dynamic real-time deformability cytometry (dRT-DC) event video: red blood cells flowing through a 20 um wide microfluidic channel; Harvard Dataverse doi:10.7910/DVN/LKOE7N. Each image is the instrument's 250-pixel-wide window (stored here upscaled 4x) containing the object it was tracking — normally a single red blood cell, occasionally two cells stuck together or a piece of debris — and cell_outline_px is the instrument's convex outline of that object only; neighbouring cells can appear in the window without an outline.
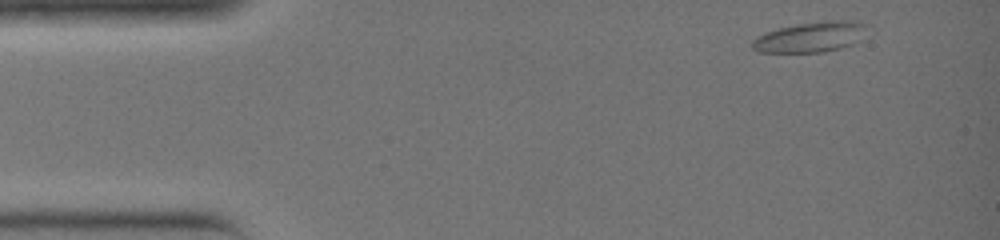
{"species": "common noctule bat (a hibernating species)", "species_latin": "Nyctalus noctula", "temperature_condition": "warm", "stored_images_in_passage": 32, "camera_frame_rate_fps": 3000, "um_per_image_px": 0.085, "animal": {"sex": "female", "body_mass_g": 19.0, "forearm_length_mm": 51.5}, "frame": {"image": 1, "passage_image": 2, "time_ms": 0.333, "image_size_px": [1000, 240], "cell_outline_px": [[864, 24], [860, 40], [852, 44], [840, 48], [824, 52], [756, 52], [752, 48], [752, 40], [756, 36], [764, 32], [796, 24], [832, 20], [848, 20]], "centroid_in_image_um": [68.81, 3.16], "position_along_channel_um": 16.2, "area_um2": 20.0}}
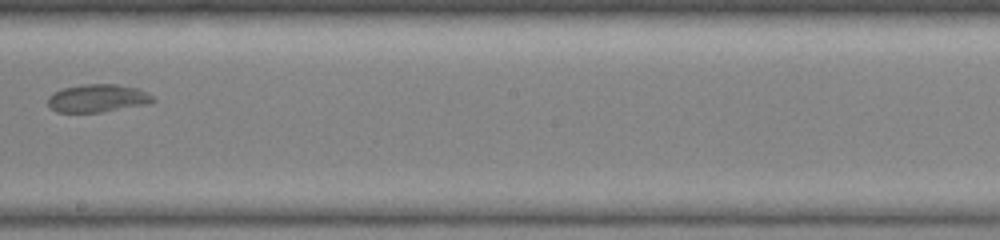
{"frame": {"image": 2, "passage_image": 20, "time_ms": 6.333, "image_size_px": [1000, 240], "cell_outline_px": [[156, 100], [148, 104], [100, 112], [56, 112], [48, 104], [48, 96], [52, 92], [64, 88], [80, 84], [116, 84], [140, 88], [148, 92]], "centroid_in_image_um": [8.31, 8.34], "position_along_channel_um": 239.9, "area_um2": 17.22}}
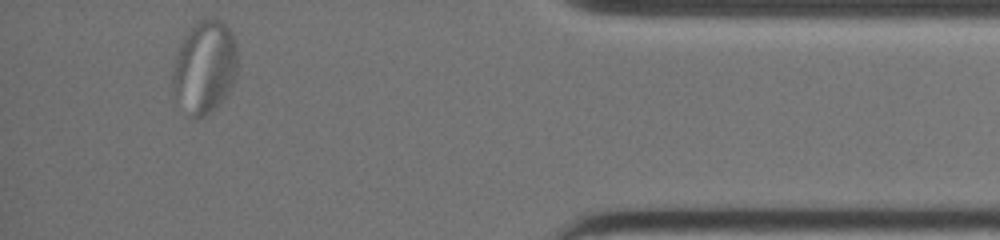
{"frame": {"image": 3, "passage_image": 32, "time_ms": 10.333, "image_size_px": [1000, 240], "cell_outline_px": [[236, 80], [224, 100], [220, 104], [204, 116], [196, 120], [188, 116], [172, 88], [172, 76], [176, 56], [180, 44], [188, 28], [196, 20], [212, 16], [220, 20], [232, 32], [236, 44]], "centroid_in_image_um": [17.4, 5.68], "position_along_channel_um": 417.8, "area_um2": 35.6}}